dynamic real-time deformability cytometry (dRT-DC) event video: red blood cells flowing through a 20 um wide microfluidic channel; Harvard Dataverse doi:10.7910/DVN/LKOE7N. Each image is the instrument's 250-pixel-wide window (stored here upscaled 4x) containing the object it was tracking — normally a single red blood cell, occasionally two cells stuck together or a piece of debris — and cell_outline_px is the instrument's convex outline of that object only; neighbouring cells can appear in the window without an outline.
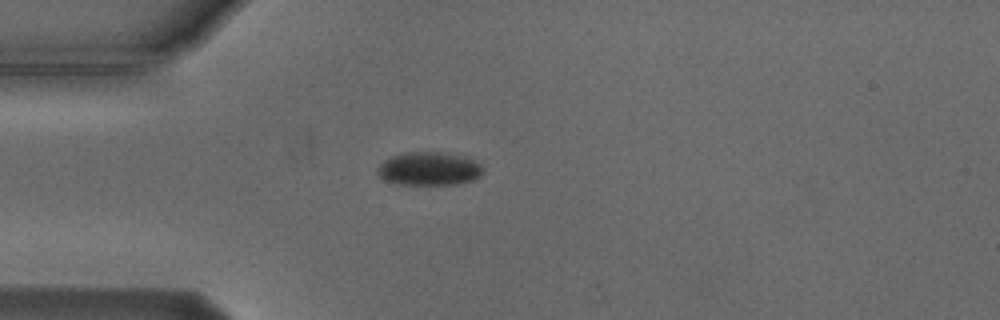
{"species": "Egyptian fruit bat (a non-hibernating species)", "species_latin": "Rousettus aegyptiacus", "temperature_condition": "cold", "stored_images_in_passage": 4, "camera_frame_rate_fps": 3000, "um_per_image_px": 0.085, "animal": {"sex": "male"}, "frame": {"image": 1, "passage_image": 4, "time_ms": 3.667, "image_size_px": [1000, 320], "cell_outline_px": [[484, 172], [480, 176], [472, 180], [456, 184], [396, 184], [384, 180], [376, 172], [376, 168], [384, 160], [392, 156], [404, 152], [444, 152], [460, 156], [472, 160], [480, 164], [484, 168]], "centroid_in_image_um": [36.44, 14.34], "position_along_channel_um": 48.6, "area_um2": 20.52}}